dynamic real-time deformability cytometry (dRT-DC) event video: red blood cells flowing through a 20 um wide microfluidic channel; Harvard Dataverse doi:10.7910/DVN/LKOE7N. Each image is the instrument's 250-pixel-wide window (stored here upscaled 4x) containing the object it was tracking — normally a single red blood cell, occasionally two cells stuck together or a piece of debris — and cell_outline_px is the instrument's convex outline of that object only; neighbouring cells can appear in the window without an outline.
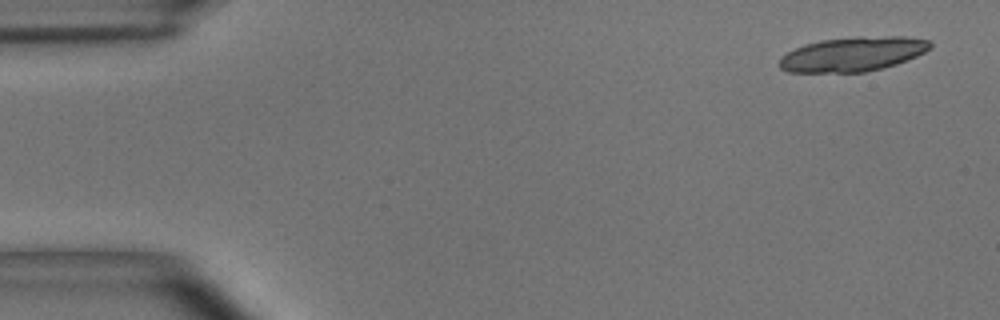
{"species": "common noctule bat (a hibernating species)", "species_latin": "Nyctalus noctula", "temperature_condition": "room temperature", "stored_images_in_passage": 6, "camera_frame_rate_fps": 3000, "um_per_image_px": 0.085, "animal": {"sex": "male", "body_mass_g": 15.6}, "frame": {"image": 1, "passage_image": 1, "time_ms": 0.0, "image_size_px": [1000, 320], "cell_outline_px": [[932, 44], [924, 52], [916, 56], [896, 64], [864, 72], [788, 72], [780, 68], [780, 56], [804, 44], [820, 40], [856, 36], [904, 36], [928, 40]], "centroid_in_image_um": [72.46, 4.59], "position_along_channel_um": 12.5, "area_um2": 30.17}}